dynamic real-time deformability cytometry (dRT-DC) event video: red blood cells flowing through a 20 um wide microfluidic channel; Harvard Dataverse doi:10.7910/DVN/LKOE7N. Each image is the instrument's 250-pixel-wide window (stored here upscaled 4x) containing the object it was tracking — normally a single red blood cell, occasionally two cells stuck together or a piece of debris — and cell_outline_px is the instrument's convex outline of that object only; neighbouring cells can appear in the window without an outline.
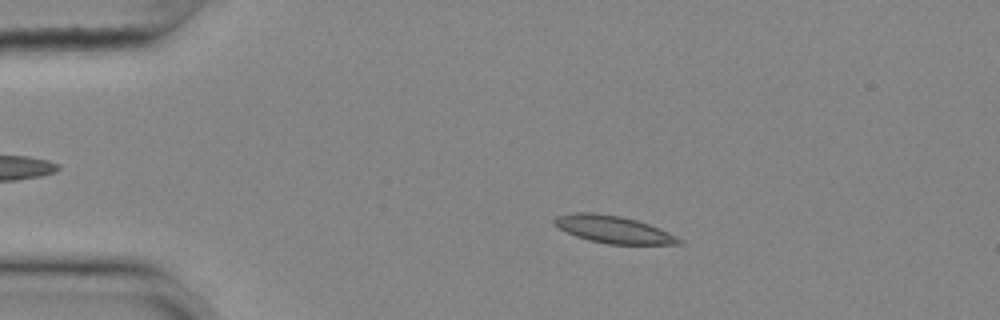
{"species": "common noctule bat (a hibernating species)", "species_latin": "Nyctalus noctula", "temperature_condition": "cold", "stored_images_in_passage": 49, "camera_frame_rate_fps": 3000, "um_per_image_px": 0.085, "animal": {"sex": "female", "body_mass_g": 25.1}, "frame": {"image": 1, "passage_image": 3, "time_ms": 0.667, "image_size_px": [1000, 320], "cell_outline_px": [[684, 244], [608, 244], [588, 240], [576, 236], [552, 224], [552, 220], [556, 216], [572, 212], [592, 212], [620, 216], [636, 220], [660, 228], [684, 240]], "centroid_in_image_um": [52.13, 19.5], "position_along_channel_um": 32.9, "area_um2": 19.88}}
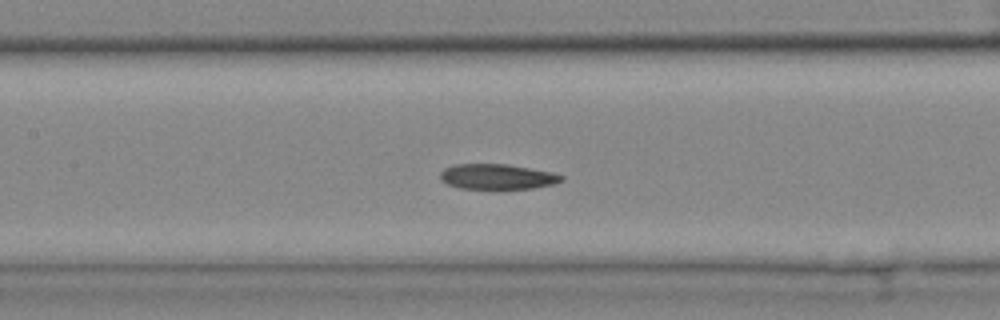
{"frame": {"image": 2, "passage_image": 18, "time_ms": 5.667, "image_size_px": [1000, 320], "cell_outline_px": [[564, 180], [556, 184], [532, 188], [460, 188], [448, 184], [440, 180], [440, 172], [444, 168], [456, 164], [508, 164], [552, 172], [564, 176]], "centroid_in_image_um": [42.28, 15.01], "position_along_channel_um": 165.1, "area_um2": 17.8}}
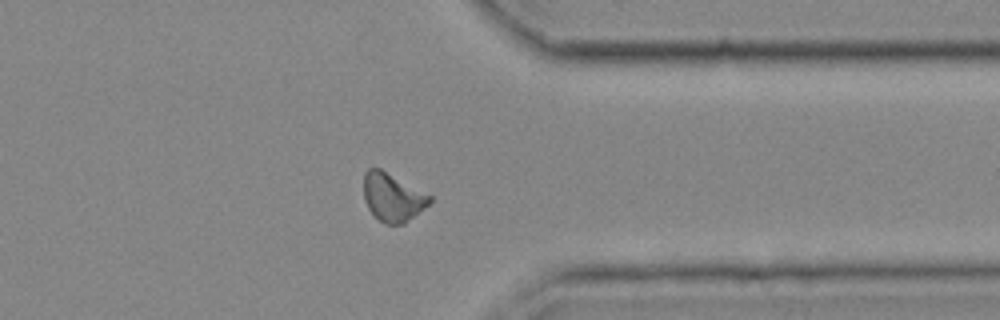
{"frame": {"image": 3, "passage_image": 36, "time_ms": 11.667, "image_size_px": [1000, 320], "cell_outline_px": [[432, 200], [424, 208], [404, 224], [384, 224], [368, 208], [364, 200], [364, 172], [368, 168], [380, 168], [432, 196]], "centroid_in_image_um": [33.36, 16.76], "position_along_channel_um": 378.0, "area_um2": 18.38}, "authors_computed_cell_mechanics": {"area_um2": 18.6116, "velocity_mm_per_s": 3.6236, "shape_relaxation_time_tau1_ms": 9.3199, "shape_relaxation_time_tau2_ms": 5.4603, "deformation_change_tau1": 0.1954, "deformation_change_tau2": 0.1182}}